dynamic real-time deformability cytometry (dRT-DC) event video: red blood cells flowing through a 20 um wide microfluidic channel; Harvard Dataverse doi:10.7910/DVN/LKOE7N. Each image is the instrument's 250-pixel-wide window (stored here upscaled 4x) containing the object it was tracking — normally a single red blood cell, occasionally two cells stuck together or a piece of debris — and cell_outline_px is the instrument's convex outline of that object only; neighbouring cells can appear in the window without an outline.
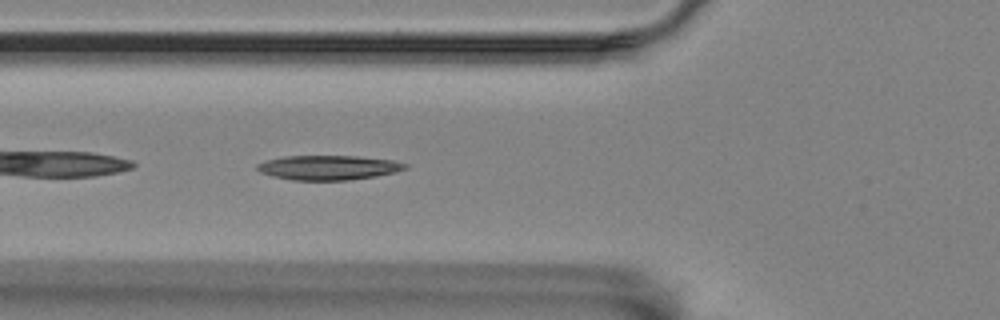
{"species": "Egyptian fruit bat (a non-hibernating species)", "species_latin": "Rousettus aegyptiacus", "temperature_condition": "room temperature", "stored_images_in_passage": 5, "camera_frame_rate_fps": 3000, "um_per_image_px": 0.085, "animal": {"sex": "female"}, "frame": {"image": 1, "passage_image": 5, "time_ms": 5.333, "image_size_px": [1000, 320], "cell_outline_px": [[408, 168], [376, 176], [348, 180], [292, 180], [272, 176], [260, 172], [256, 168], [256, 164], [268, 160], [284, 156], [356, 156], [392, 160], [408, 164]], "centroid_in_image_um": [27.89, 14.24], "position_along_channel_um": 97.9, "area_um2": 21.04}}